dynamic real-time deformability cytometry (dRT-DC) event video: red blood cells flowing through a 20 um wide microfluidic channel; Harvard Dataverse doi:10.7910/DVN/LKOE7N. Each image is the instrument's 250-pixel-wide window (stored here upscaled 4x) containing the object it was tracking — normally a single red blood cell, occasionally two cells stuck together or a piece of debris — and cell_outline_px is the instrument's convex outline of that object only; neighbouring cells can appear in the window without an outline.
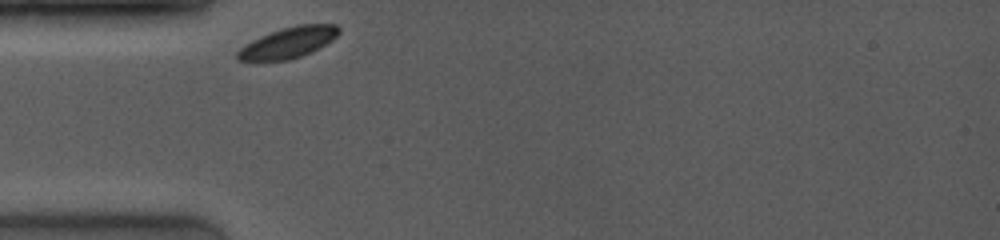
{"species": "common noctule bat (a hibernating species)", "species_latin": "Nyctalus noctula", "temperature_condition": "room temperature", "stored_images_in_passage": 2, "camera_frame_rate_fps": 4000, "um_per_image_px": 0.085, "animal": {"sex": "female", "body_mass_g": 19.0, "forearm_length_mm": 53.3}, "frame": {"image": 1, "passage_image": 1, "time_ms": 0.0, "image_size_px": [1000, 240], "cell_outline_px": [[340, 32], [332, 40], [320, 48], [300, 56], [288, 60], [236, 60], [236, 52], [244, 44], [260, 36], [296, 24], [336, 24], [340, 28]], "centroid_in_image_um": [24.52, 3.61], "position_along_channel_um": 60.5, "area_um2": 18.09}}